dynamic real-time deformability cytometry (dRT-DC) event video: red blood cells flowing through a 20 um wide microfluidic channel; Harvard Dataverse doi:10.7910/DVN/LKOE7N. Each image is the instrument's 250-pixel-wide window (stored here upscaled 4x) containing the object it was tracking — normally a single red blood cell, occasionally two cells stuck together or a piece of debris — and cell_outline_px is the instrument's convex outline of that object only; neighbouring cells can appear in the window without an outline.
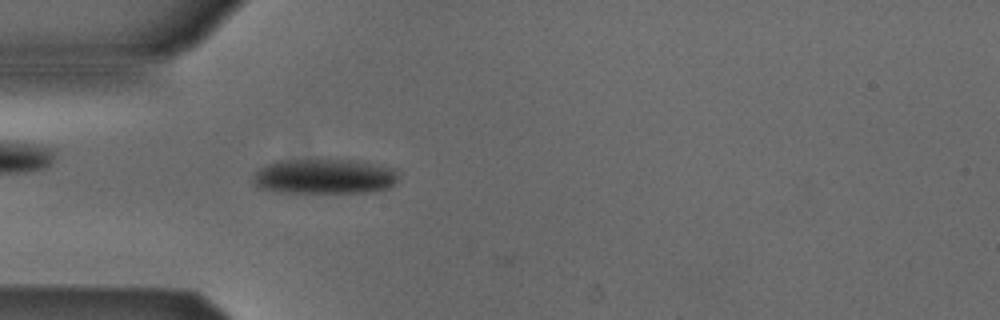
{"species": "Egyptian fruit bat (a non-hibernating species)", "species_latin": "Rousettus aegyptiacus", "temperature_condition": "cold", "stored_images_in_passage": 49, "camera_frame_rate_fps": 3000, "um_per_image_px": 0.085, "animal": {"sex": "male"}, "frame": {"image": 1, "passage_image": 16, "time_ms": 5.0, "image_size_px": [1000, 320], "cell_outline_px": [[400, 172], [396, 184], [388, 188], [372, 192], [276, 192], [260, 188], [252, 180], [252, 176], [260, 168], [268, 164], [280, 160], [352, 160], [380, 164], [396, 168]], "centroid_in_image_um": [27.65, 14.99], "position_along_channel_um": 57.4, "area_um2": 29.94}}
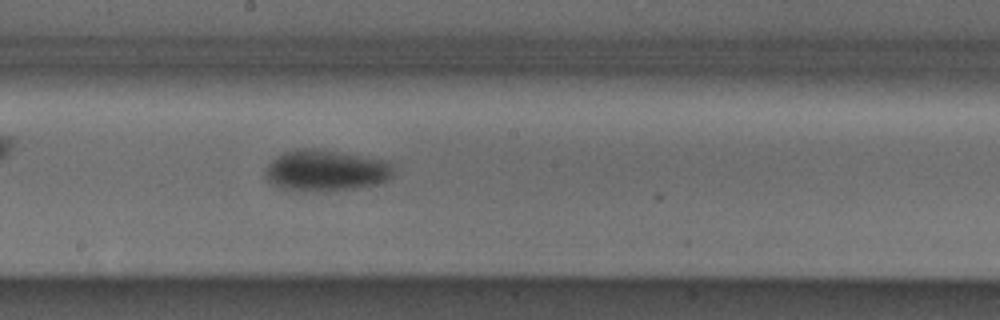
{"frame": {"image": 2, "passage_image": 29, "time_ms": 9.333, "image_size_px": [1000, 320], "cell_outline_px": [[392, 176], [388, 180], [380, 184], [332, 192], [308, 192], [276, 188], [264, 176], [264, 172], [268, 164], [272, 160], [284, 152], [296, 148], [316, 148], [340, 152], [384, 160], [392, 164]], "centroid_in_image_um": [27.66, 14.52], "position_along_channel_um": 220.5, "area_um2": 31.44}}
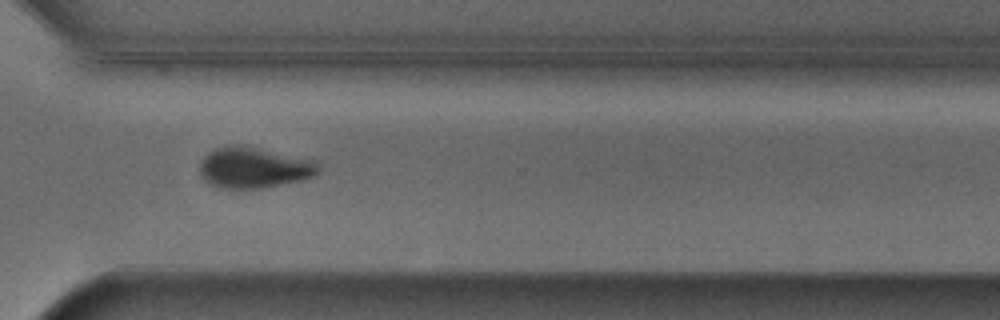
{"frame": {"image": 3, "passage_image": 39, "time_ms": 12.667, "image_size_px": [1000, 320], "cell_outline_px": [[320, 168], [312, 176], [304, 180], [260, 188], [220, 188], [208, 184], [200, 176], [200, 164], [204, 156], [216, 148], [236, 144], [240, 144], [260, 148], [316, 160]], "centroid_in_image_um": [21.57, 14.24], "position_along_channel_um": 349.0, "area_um2": 28.38}, "authors_computed_cell_mechanics": {"area_um2": 28.3798, "velocity_mm_per_s": 3.86, "shape_relaxation_time_tau1_ms": 2.6036, "shape_relaxation_time_tau2_ms": null, "deformation_change_tau1": 0.0907, "deformation_change_tau2": null}}